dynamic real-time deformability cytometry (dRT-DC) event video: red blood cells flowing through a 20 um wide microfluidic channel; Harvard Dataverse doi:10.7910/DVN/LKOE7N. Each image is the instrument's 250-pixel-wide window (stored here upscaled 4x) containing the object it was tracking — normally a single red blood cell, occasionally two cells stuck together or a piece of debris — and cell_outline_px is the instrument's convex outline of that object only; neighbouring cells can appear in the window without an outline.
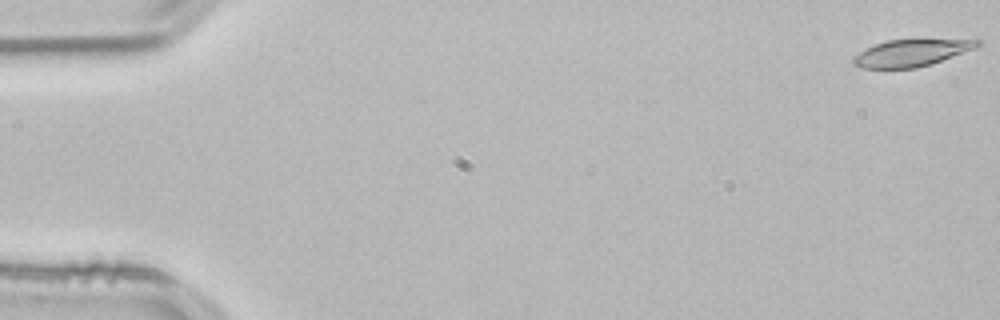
{"species": "common noctule bat (a hibernating species)", "species_latin": "Nyctalus noctula", "temperature_condition": "room temperature", "stored_images_in_passage": 53, "camera_frame_rate_fps": 3000, "um_per_image_px": 0.085, "animal": {"sex": "male", "body_mass_g": 21.5, "forearm_length_mm": 52.0}, "frame": {"image": 1, "passage_image": 1, "time_ms": 0.0, "image_size_px": [1000, 320], "cell_outline_px": [[984, 44], [976, 48], [932, 64], [916, 68], [860, 68], [852, 64], [852, 56], [864, 48], [888, 40], [916, 36], [980, 40]], "centroid_in_image_um": [77.52, 4.43], "position_along_channel_um": 7.5, "area_um2": 20.81}}
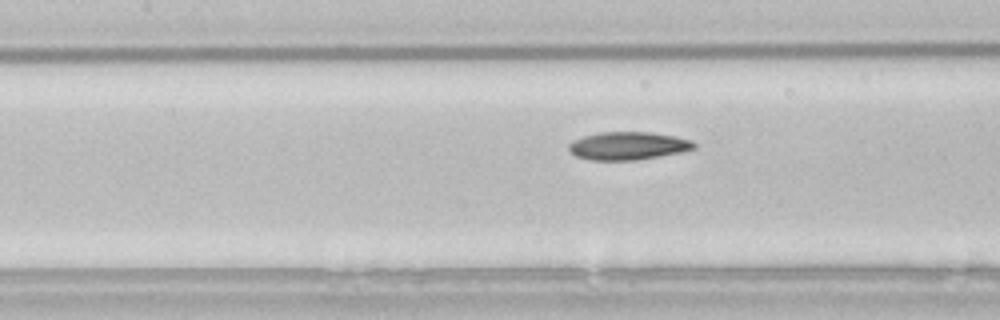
{"frame": {"image": 2, "passage_image": 24, "time_ms": 7.667, "image_size_px": [1000, 320], "cell_outline_px": [[696, 148], [684, 152], [636, 160], [592, 160], [576, 156], [568, 148], [568, 144], [572, 140], [584, 136], [600, 132], [652, 132], [676, 136], [692, 140], [696, 144]], "centroid_in_image_um": [53.42, 12.39], "position_along_channel_um": 154.0, "area_um2": 20.58}}
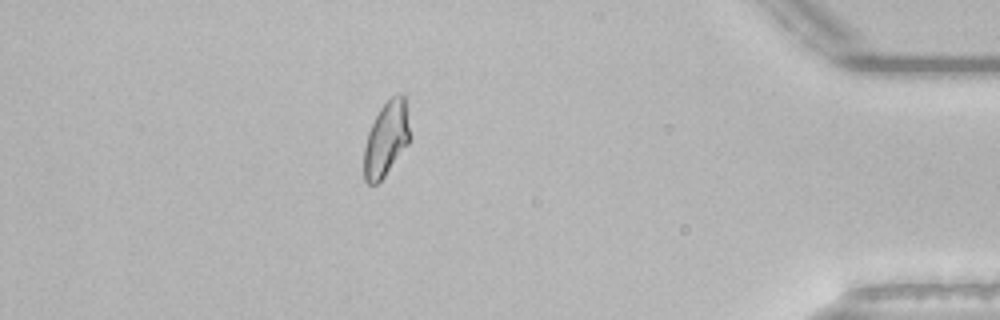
{"frame": {"image": 3, "passage_image": 47, "time_ms": 15.333, "image_size_px": [1000, 320], "cell_outline_px": [[408, 144], [384, 176], [376, 184], [368, 184], [364, 180], [364, 148], [368, 132], [380, 108], [392, 96], [400, 92], [404, 96], [408, 128]], "centroid_in_image_um": [32.79, 11.82], "position_along_channel_um": 402.4, "area_um2": 19.36}, "authors_computed_cell_mechanics": {"area_um2": 20.4612, "velocity_mm_per_s": 3.8295, "shape_relaxation_time_tau1_ms": 10.1212, "shape_relaxation_time_tau2_ms": 5.302, "deformation_change_tau1": 0.2226, "deformation_change_tau2": 0.1112}}